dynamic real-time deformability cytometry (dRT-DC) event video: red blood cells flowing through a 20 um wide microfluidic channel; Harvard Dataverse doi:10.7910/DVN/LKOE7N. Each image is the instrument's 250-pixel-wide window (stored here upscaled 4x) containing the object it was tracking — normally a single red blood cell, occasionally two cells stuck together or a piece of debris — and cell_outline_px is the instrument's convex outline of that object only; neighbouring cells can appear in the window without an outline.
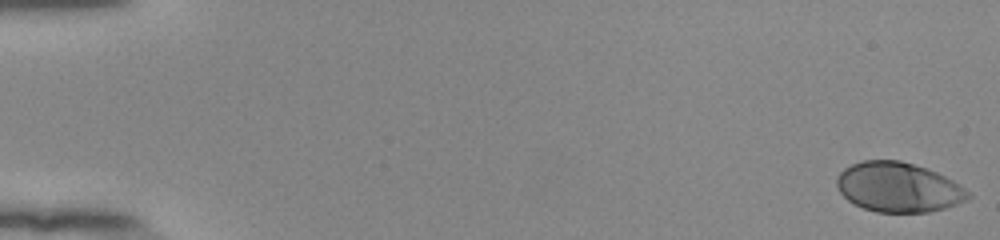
{"species": "human", "species_latin": "Homo sapiens", "temperature_condition": "room temperature", "stored_images_in_passage": 54, "camera_frame_rate_fps": 3000, "um_per_image_px": 0.085, "donor": {"sex": "female"}, "frame": {"image": 1, "passage_image": 1, "time_ms": 0.0, "image_size_px": [1000, 240], "cell_outline_px": [[972, 196], [968, 200], [944, 208], [928, 212], [876, 212], [864, 208], [848, 200], [840, 192], [836, 184], [836, 176], [844, 168], [852, 164], [864, 160], [900, 160], [936, 172], [960, 184]], "centroid_in_image_um": [76.35, 15.91], "position_along_channel_um": 8.7, "area_um2": 37.86}}
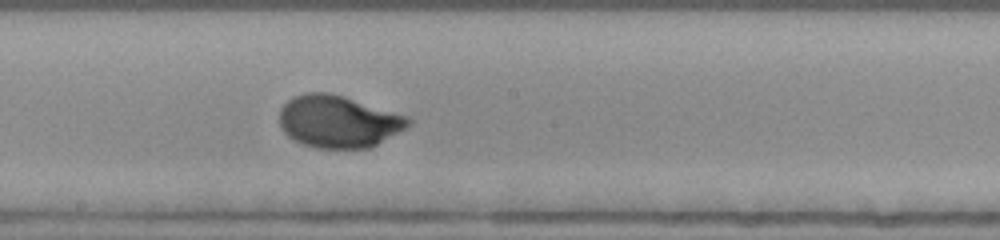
{"frame": {"image": 2, "passage_image": 31, "time_ms": 10.0, "image_size_px": [1000, 240], "cell_outline_px": [[412, 124], [376, 144], [368, 148], [316, 148], [292, 140], [284, 132], [280, 124], [280, 108], [292, 96], [308, 92], [328, 92], [344, 96], [408, 116], [412, 120]], "centroid_in_image_um": [28.74, 10.32], "position_along_channel_um": 219.5, "area_um2": 39.13}}
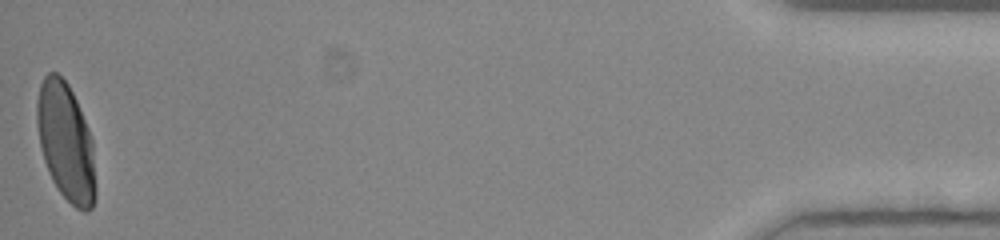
{"frame": {"image": 3, "passage_image": 54, "time_ms": 17.667, "image_size_px": [1000, 240], "cell_outline_px": [[96, 196], [92, 208], [88, 212], [84, 212], [76, 208], [60, 192], [52, 180], [48, 172], [44, 160], [40, 144], [36, 124], [36, 100], [40, 84], [44, 76], [48, 72], [56, 72], [68, 84], [76, 100], [88, 128], [92, 140], [96, 188]], "centroid_in_image_um": [5.59, 12.08], "position_along_channel_um": 429.6, "area_um2": 40.34}, "authors_computed_cell_mechanics": {"area_um2": 38.4081, "velocity_mm_per_s": 3.8808, "shape_relaxation_time_tau1_ms": 2.7265, "shape_relaxation_time_tau2_ms": null, "deformation_change_tau1": 0.186, "deformation_change_tau2": null}}